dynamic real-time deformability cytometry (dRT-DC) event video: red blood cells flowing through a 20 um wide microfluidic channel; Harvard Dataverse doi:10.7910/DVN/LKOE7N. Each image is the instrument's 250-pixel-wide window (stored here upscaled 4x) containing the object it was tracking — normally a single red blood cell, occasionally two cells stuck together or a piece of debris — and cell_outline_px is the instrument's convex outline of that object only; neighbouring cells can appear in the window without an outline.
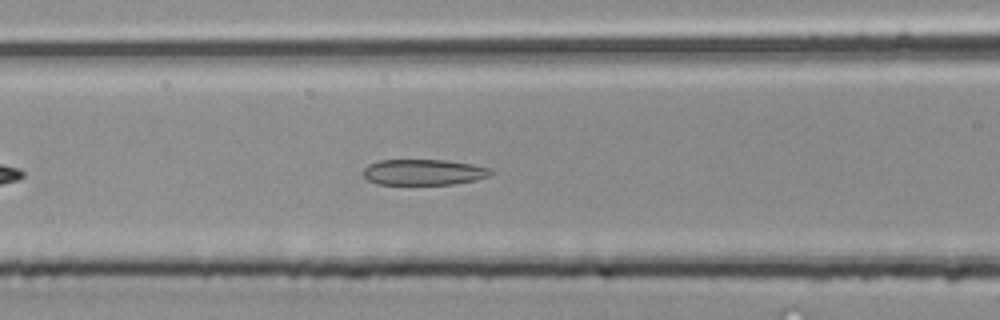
{"species": "common noctule bat (a hibernating species)", "species_latin": "Nyctalus noctula", "temperature_condition": "room temperature", "stored_images_in_passage": 34, "camera_frame_rate_fps": 3000, "um_per_image_px": 0.085, "animal": {"sex": "male", "body_mass_g": 20.4}, "frame": {"image": 1, "passage_image": 9, "time_ms": 2.667, "image_size_px": [1000, 320], "cell_outline_px": [[496, 172], [488, 176], [476, 180], [452, 184], [376, 184], [368, 180], [364, 176], [364, 168], [368, 164], [380, 160], [444, 160], [472, 164], [488, 168]], "centroid_in_image_um": [36.01, 14.63], "position_along_channel_um": 130.6, "area_um2": 19.13}}
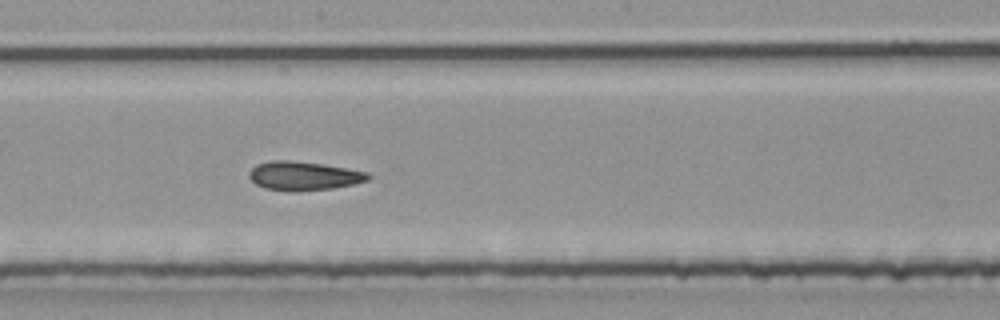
{"frame": {"image": 2, "passage_image": 15, "time_ms": 4.667, "image_size_px": [1000, 320], "cell_outline_px": [[372, 176], [368, 180], [356, 184], [332, 188], [296, 192], [292, 192], [264, 188], [256, 184], [248, 176], [248, 172], [256, 164], [272, 160], [288, 160], [320, 164], [368, 172]], "centroid_in_image_um": [25.8, 14.96], "position_along_channel_um": 222.4, "area_um2": 20.06}}
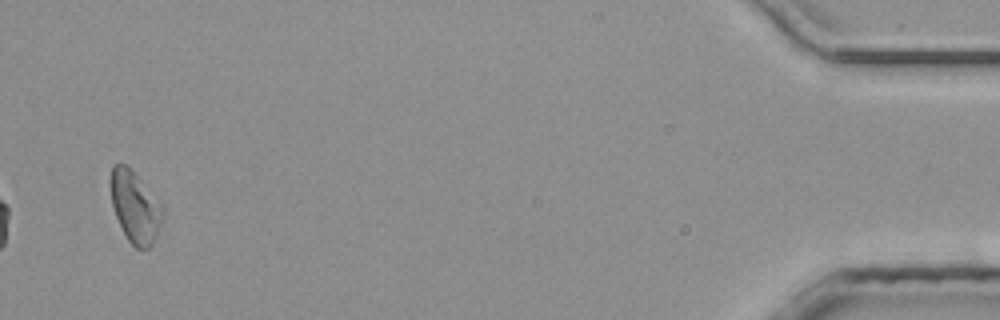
{"frame": {"image": 3, "passage_image": 34, "time_ms": 11.0, "image_size_px": [1000, 320], "cell_outline_px": [[164, 212], [160, 224], [152, 244], [148, 248], [136, 248], [128, 240], [112, 208], [108, 184], [108, 180], [112, 164], [124, 164], [160, 200], [164, 208]], "centroid_in_image_um": [11.44, 17.55], "position_along_channel_um": 423.8, "area_um2": 21.68}}